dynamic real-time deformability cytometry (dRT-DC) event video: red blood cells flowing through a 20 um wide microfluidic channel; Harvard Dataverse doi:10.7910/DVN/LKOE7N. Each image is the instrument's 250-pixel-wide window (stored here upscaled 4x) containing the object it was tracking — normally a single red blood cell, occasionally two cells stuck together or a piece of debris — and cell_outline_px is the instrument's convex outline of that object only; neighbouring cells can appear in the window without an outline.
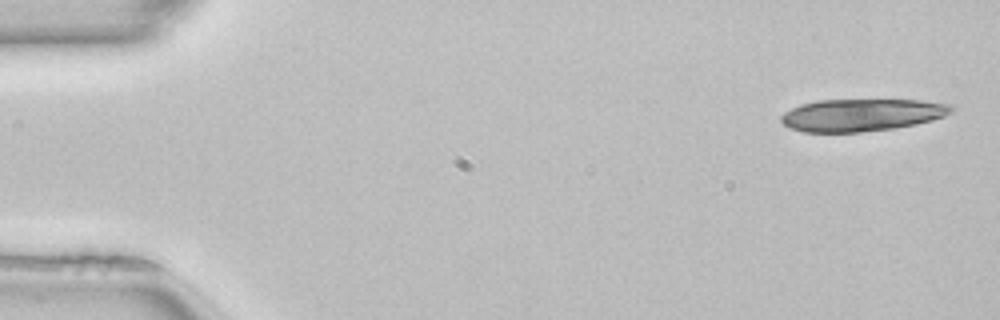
{"species": "common noctule bat (a hibernating species)", "species_latin": "Nyctalus noctula", "temperature_condition": "room temperature", "stored_images_in_passage": 14, "camera_frame_rate_fps": 3000, "um_per_image_px": 0.085, "animal": {"sex": "female", "body_mass_g": 22.7, "forearm_length_mm": 54.2}, "frame": {"image": 1, "passage_image": 1, "time_ms": 0.0, "image_size_px": [1000, 320], "cell_outline_px": [[956, 108], [952, 112], [944, 116], [932, 120], [916, 124], [892, 128], [860, 132], [804, 132], [788, 128], [780, 120], [780, 116], [784, 112], [800, 104], [816, 100], [920, 100], [952, 104]], "centroid_in_image_um": [73.24, 9.76], "position_along_channel_um": 11.8, "area_um2": 32.25}}